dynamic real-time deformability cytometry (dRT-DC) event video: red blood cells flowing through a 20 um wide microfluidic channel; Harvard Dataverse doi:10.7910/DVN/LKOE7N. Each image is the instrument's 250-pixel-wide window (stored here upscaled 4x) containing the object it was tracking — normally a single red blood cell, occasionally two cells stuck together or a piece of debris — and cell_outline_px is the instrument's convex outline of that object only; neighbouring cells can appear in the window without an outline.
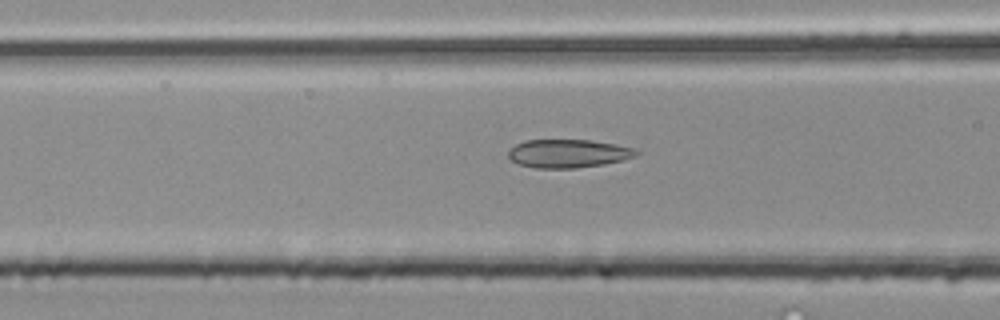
{"species": "common noctule bat (a hibernating species)", "species_latin": "Nyctalus noctula", "temperature_condition": "room temperature", "stored_images_in_passage": 29, "camera_frame_rate_fps": 3000, "um_per_image_px": 0.085, "animal": {"sex": "male", "body_mass_g": 20.4}, "frame": {"image": 1, "passage_image": 5, "time_ms": 1.333, "image_size_px": [1000, 320], "cell_outline_px": [[640, 152], [636, 156], [624, 160], [604, 164], [576, 168], [536, 168], [520, 164], [512, 160], [508, 156], [508, 152], [516, 144], [524, 140], [588, 140], [616, 144], [632, 148]], "centroid_in_image_um": [48.31, 13.05], "position_along_channel_um": 118.3, "area_um2": 21.04}}
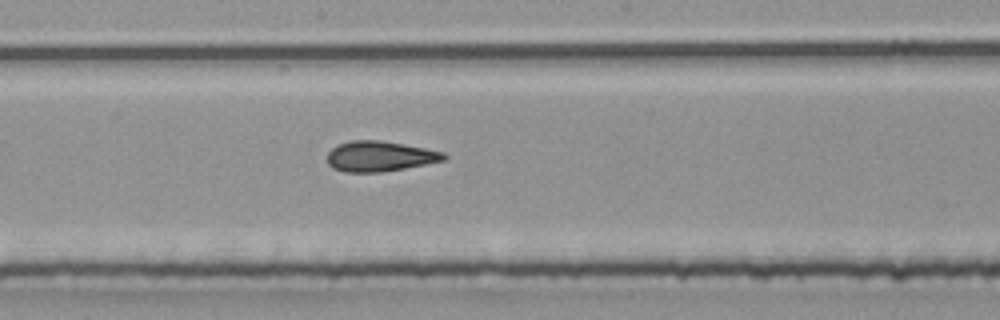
{"frame": {"image": 2, "passage_image": 12, "time_ms": 3.667, "image_size_px": [1000, 320], "cell_outline_px": [[448, 156], [444, 160], [404, 168], [380, 172], [344, 172], [332, 168], [328, 164], [328, 152], [332, 148], [340, 144], [352, 140], [380, 140], [424, 148], [444, 152]], "centroid_in_image_um": [32.26, 13.29], "position_along_channel_um": 215.9, "area_um2": 20.4}}
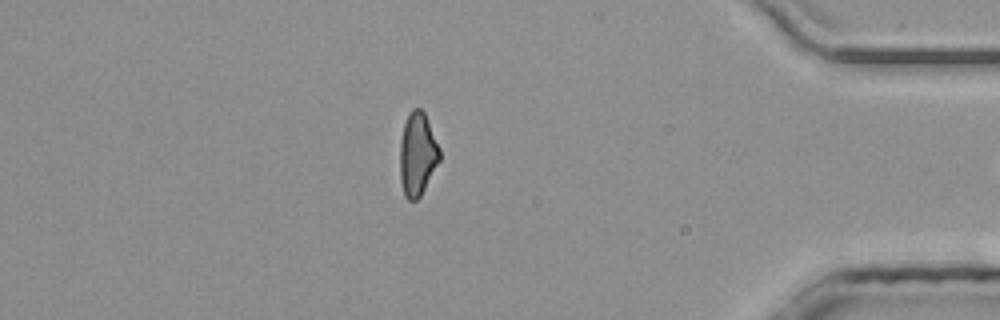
{"frame": {"image": 3, "passage_image": 28, "time_ms": 9.0, "image_size_px": [1000, 320], "cell_outline_px": [[440, 160], [420, 196], [416, 200], [408, 200], [404, 196], [400, 180], [400, 140], [404, 124], [408, 112], [412, 108], [420, 108], [424, 112], [440, 148]], "centroid_in_image_um": [35.47, 13.09], "position_along_channel_um": 399.7, "area_um2": 19.31}}